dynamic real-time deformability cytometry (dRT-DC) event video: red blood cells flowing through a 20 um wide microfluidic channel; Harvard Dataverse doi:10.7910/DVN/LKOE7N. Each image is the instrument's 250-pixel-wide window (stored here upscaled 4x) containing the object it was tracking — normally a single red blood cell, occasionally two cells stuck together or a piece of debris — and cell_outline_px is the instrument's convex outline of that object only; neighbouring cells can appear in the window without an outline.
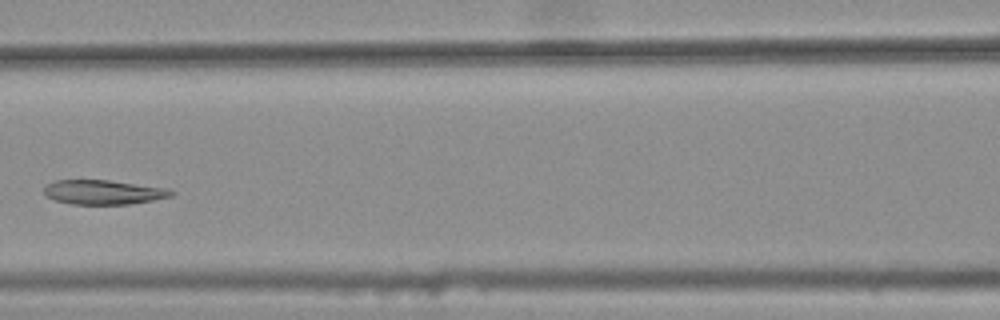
{"species": "common noctule bat (a hibernating species)", "species_latin": "Nyctalus noctula", "temperature_condition": "warm", "stored_images_in_passage": 6, "camera_frame_rate_fps": 3000, "um_per_image_px": 0.085, "animal": {"sex": "female", "body_mass_g": 25.1}, "frame": {"image": 1, "passage_image": 5, "time_ms": 1.333, "image_size_px": [1000, 320], "cell_outline_px": [[176, 192], [172, 196], [132, 204], [72, 204], [56, 200], [44, 196], [44, 188], [48, 184], [56, 180], [108, 180], [168, 188]], "centroid_in_image_um": [8.81, 16.33], "position_along_channel_um": 157.8, "area_um2": 18.09}}
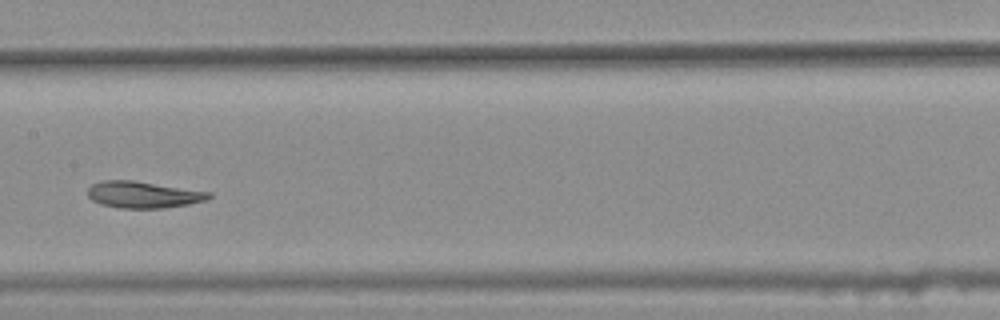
{"frame": {"image": 2, "passage_image": 6, "time_ms": 1.667, "image_size_px": [1000, 320], "cell_outline_px": [[212, 196], [208, 200], [188, 204], [164, 208], [120, 208], [100, 204], [92, 200], [88, 196], [88, 188], [92, 184], [100, 180], [132, 180], [212, 192]], "centroid_in_image_um": [12.18, 16.54], "position_along_channel_um": 195.2, "area_um2": 18.9}}